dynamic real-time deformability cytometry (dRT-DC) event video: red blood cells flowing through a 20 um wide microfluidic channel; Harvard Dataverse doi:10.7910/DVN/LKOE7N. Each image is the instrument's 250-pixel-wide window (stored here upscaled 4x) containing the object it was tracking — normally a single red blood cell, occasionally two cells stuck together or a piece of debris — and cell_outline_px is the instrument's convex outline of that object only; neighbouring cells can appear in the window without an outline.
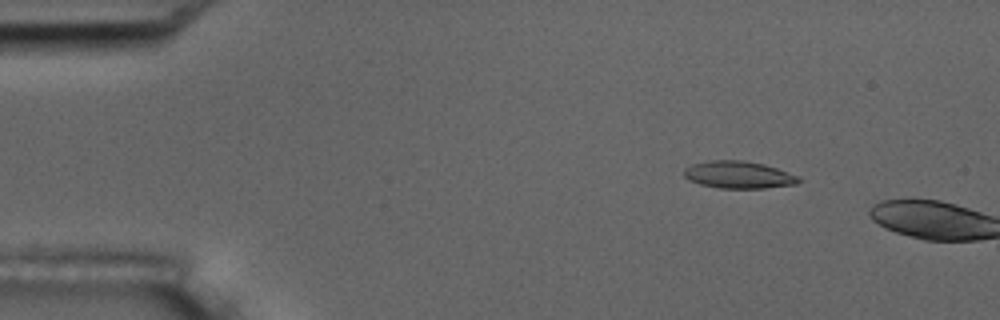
{"species": "common noctule bat (a hibernating species)", "species_latin": "Nyctalus noctula", "temperature_condition": "room temperature", "stored_images_in_passage": 4, "camera_frame_rate_fps": 3000, "um_per_image_px": 0.085, "animal": {"sex": "male", "body_mass_g": 17.5, "forearm_length_mm": 52.3}, "frame": {"image": 1, "passage_image": 3, "time_ms": 2.333, "image_size_px": [1000, 320], "cell_outline_px": [[800, 180], [796, 184], [764, 188], [720, 188], [700, 184], [688, 180], [684, 176], [684, 168], [692, 164], [708, 160], [744, 160], [764, 164], [800, 176]], "centroid_in_image_um": [62.76, 14.85], "position_along_channel_um": 22.2, "area_um2": 18.26}}